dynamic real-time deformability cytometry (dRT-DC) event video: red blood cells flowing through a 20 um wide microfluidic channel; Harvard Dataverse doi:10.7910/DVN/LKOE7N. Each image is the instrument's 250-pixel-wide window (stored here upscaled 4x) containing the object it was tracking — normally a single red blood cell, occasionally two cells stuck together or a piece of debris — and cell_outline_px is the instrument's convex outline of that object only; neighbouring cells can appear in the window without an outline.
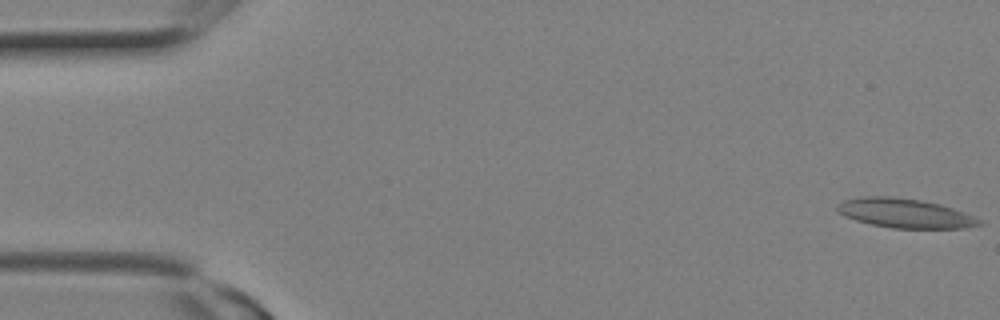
{"species": "Egyptian fruit bat (a non-hibernating species)", "species_latin": "Rousettus aegyptiacus", "temperature_condition": "room temperature", "stored_images_in_passage": 11, "camera_frame_rate_fps": 3000, "um_per_image_px": 0.085, "animal": {"sex": "female"}, "frame": {"image": 1, "passage_image": 1, "time_ms": 0.0, "image_size_px": [1000, 320], "cell_outline_px": [[984, 220], [980, 224], [964, 228], [892, 228], [872, 224], [856, 220], [844, 216], [836, 208], [844, 200], [860, 196], [892, 196], [920, 200], [940, 204], [964, 212]], "centroid_in_image_um": [76.94, 18.12], "position_along_channel_um": 8.1, "area_um2": 24.1}}
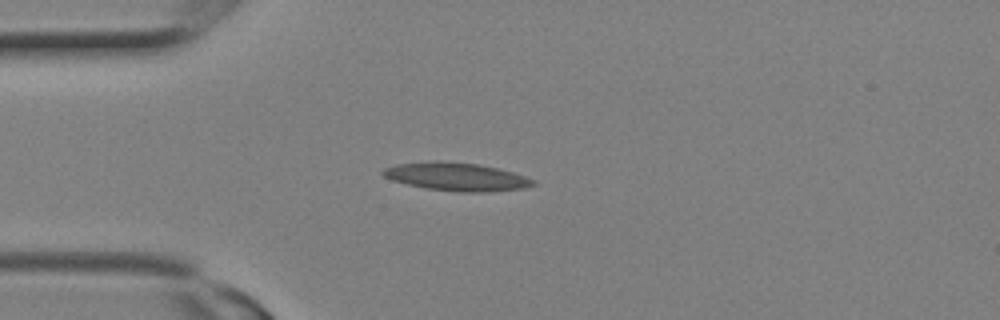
{"frame": {"image": 2, "passage_image": 7, "time_ms": 2.0, "image_size_px": [1000, 320], "cell_outline_px": [[536, 184], [524, 188], [492, 192], [460, 192], [428, 188], [408, 184], [392, 180], [384, 176], [380, 172], [384, 168], [396, 164], [432, 160], [440, 160], [480, 164], [512, 172], [536, 180]], "centroid_in_image_um": [38.8, 15.01], "position_along_channel_um": 46.2, "area_um2": 24.74}}
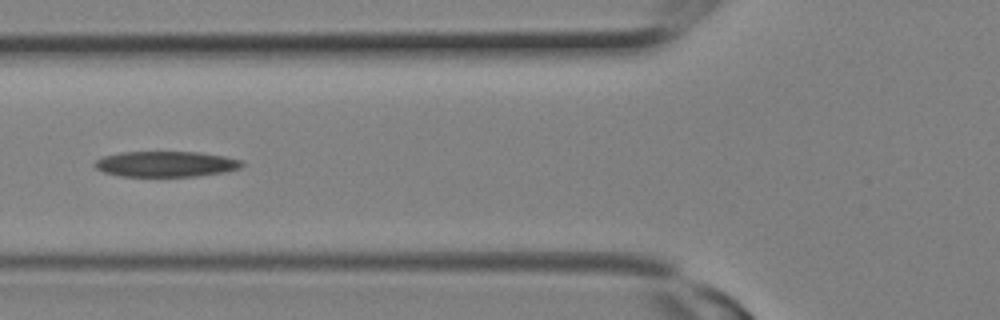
{"frame": {"image": 3, "passage_image": 10, "time_ms": 3.0, "image_size_px": [1000, 320], "cell_outline_px": [[244, 164], [240, 168], [228, 172], [196, 176], [120, 176], [104, 172], [96, 168], [92, 164], [96, 160], [104, 156], [120, 152], [200, 152], [224, 156], [244, 160]], "centroid_in_image_um": [14.14, 13.94], "position_along_channel_um": 111.7, "area_um2": 22.14}}